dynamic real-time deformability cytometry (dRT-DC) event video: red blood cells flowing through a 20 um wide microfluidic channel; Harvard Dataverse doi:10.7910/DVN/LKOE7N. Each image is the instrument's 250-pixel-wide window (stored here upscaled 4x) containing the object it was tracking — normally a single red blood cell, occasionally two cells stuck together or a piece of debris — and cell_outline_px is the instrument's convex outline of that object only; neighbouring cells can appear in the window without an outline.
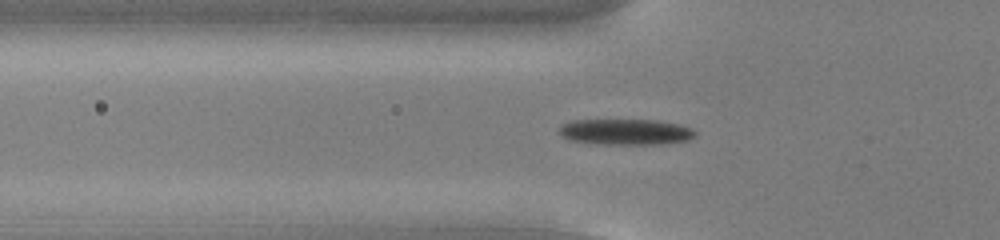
{"species": "common noctule bat (a hibernating species)", "species_latin": "Nyctalus noctula", "temperature_condition": "cold", "stored_images_in_passage": 52, "camera_frame_rate_fps": 3000, "um_per_image_px": 0.085, "animal": {"sex": "male", "body_mass_g": 13.0, "forearm_length_mm": 53.1}, "frame": {"image": 1, "passage_image": 17, "time_ms": 5.333, "image_size_px": [1000, 240], "cell_outline_px": [[696, 136], [688, 140], [664, 144], [604, 144], [568, 140], [560, 132], [560, 124], [572, 120], [656, 120], [676, 124], [692, 128], [696, 132]], "centroid_in_image_um": [53.19, 11.21], "position_along_channel_um": 72.6, "area_um2": 20.46}}
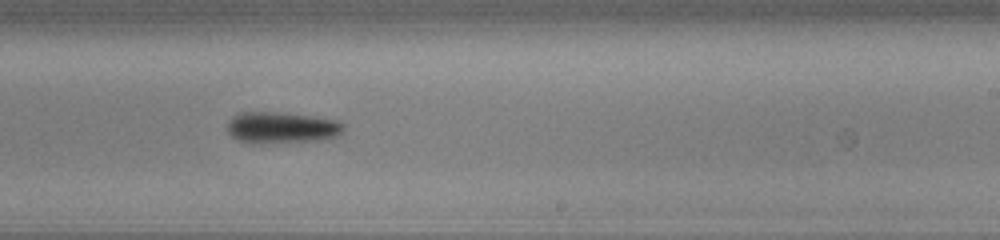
{"frame": {"image": 2, "passage_image": 32, "time_ms": 10.333, "image_size_px": [1000, 240], "cell_outline_px": [[344, 128], [336, 136], [320, 140], [252, 144], [236, 140], [228, 132], [228, 120], [232, 116], [240, 112], [276, 112], [312, 116], [336, 120], [344, 124]], "centroid_in_image_um": [23.88, 10.85], "position_along_channel_um": 265.1, "area_um2": 21.33}}
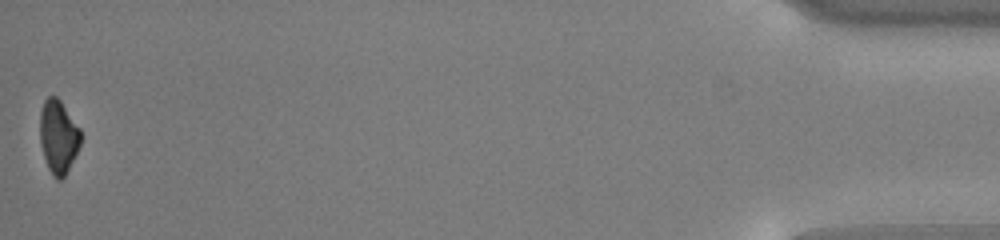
{"frame": {"image": 3, "passage_image": 52, "time_ms": 17.0, "image_size_px": [1000, 240], "cell_outline_px": [[80, 144], [64, 176], [60, 180], [56, 180], [52, 176], [48, 168], [40, 144], [40, 112], [44, 100], [48, 96], [56, 96], [60, 100], [80, 128]], "centroid_in_image_um": [4.93, 11.6], "position_along_channel_um": 430.3, "area_um2": 17.22}, "authors_computed_cell_mechanics": {"area_um2": 19.5653, "velocity_mm_per_s": 3.8603, "shape_relaxation_time_tau1_ms": 2.0166, "shape_relaxation_time_tau2_ms": null, "deformation_change_tau1": 0.1075, "deformation_change_tau2": null}}